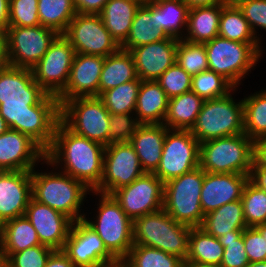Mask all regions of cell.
<instances>
[{"mask_svg": "<svg viewBox=\"0 0 266 267\" xmlns=\"http://www.w3.org/2000/svg\"><path fill=\"white\" fill-rule=\"evenodd\" d=\"M0 116L46 152L60 121V104L35 82L31 69L5 64L0 65Z\"/></svg>", "mask_w": 266, "mask_h": 267, "instance_id": "6da1fadb", "label": "cell"}, {"mask_svg": "<svg viewBox=\"0 0 266 267\" xmlns=\"http://www.w3.org/2000/svg\"><path fill=\"white\" fill-rule=\"evenodd\" d=\"M104 154V145L75 134L59 121L45 158L60 171L94 191L102 179Z\"/></svg>", "mask_w": 266, "mask_h": 267, "instance_id": "7a4b0ae2", "label": "cell"}, {"mask_svg": "<svg viewBox=\"0 0 266 267\" xmlns=\"http://www.w3.org/2000/svg\"><path fill=\"white\" fill-rule=\"evenodd\" d=\"M40 164L53 168L50 172L48 169L44 172L35 168L31 170L32 198L63 213L73 222L82 220L86 213L81 208L84 207L87 194L92 195V190L83 182L60 171L46 158Z\"/></svg>", "mask_w": 266, "mask_h": 267, "instance_id": "3957f363", "label": "cell"}, {"mask_svg": "<svg viewBox=\"0 0 266 267\" xmlns=\"http://www.w3.org/2000/svg\"><path fill=\"white\" fill-rule=\"evenodd\" d=\"M91 193L98 199V204L94 205L97 206L95 207L97 214L95 213L96 216L90 219L89 215L92 212L89 214L86 212L83 219L96 231L107 250L121 262L134 245L133 220L126 215L112 195L95 191Z\"/></svg>", "mask_w": 266, "mask_h": 267, "instance_id": "277c9868", "label": "cell"}, {"mask_svg": "<svg viewBox=\"0 0 266 267\" xmlns=\"http://www.w3.org/2000/svg\"><path fill=\"white\" fill-rule=\"evenodd\" d=\"M191 227L176 222L164 209L133 220V243L160 249L184 262Z\"/></svg>", "mask_w": 266, "mask_h": 267, "instance_id": "5b68a950", "label": "cell"}, {"mask_svg": "<svg viewBox=\"0 0 266 267\" xmlns=\"http://www.w3.org/2000/svg\"><path fill=\"white\" fill-rule=\"evenodd\" d=\"M262 44H249L216 36L204 43L209 70L222 75L235 88L263 58ZM249 72V73H248Z\"/></svg>", "mask_w": 266, "mask_h": 267, "instance_id": "8992f818", "label": "cell"}, {"mask_svg": "<svg viewBox=\"0 0 266 267\" xmlns=\"http://www.w3.org/2000/svg\"><path fill=\"white\" fill-rule=\"evenodd\" d=\"M237 89L234 88L224 97L204 101L190 130L200 143L244 133L243 100L232 96Z\"/></svg>", "mask_w": 266, "mask_h": 267, "instance_id": "52a82bcc", "label": "cell"}, {"mask_svg": "<svg viewBox=\"0 0 266 267\" xmlns=\"http://www.w3.org/2000/svg\"><path fill=\"white\" fill-rule=\"evenodd\" d=\"M253 140L245 133L200 143V167L210 173L250 175Z\"/></svg>", "mask_w": 266, "mask_h": 267, "instance_id": "ba28073f", "label": "cell"}, {"mask_svg": "<svg viewBox=\"0 0 266 267\" xmlns=\"http://www.w3.org/2000/svg\"><path fill=\"white\" fill-rule=\"evenodd\" d=\"M203 181L204 170L199 166L164 183L163 209L176 222L190 227L201 226L205 216L200 202Z\"/></svg>", "mask_w": 266, "mask_h": 267, "instance_id": "9c48e42d", "label": "cell"}, {"mask_svg": "<svg viewBox=\"0 0 266 267\" xmlns=\"http://www.w3.org/2000/svg\"><path fill=\"white\" fill-rule=\"evenodd\" d=\"M110 112L98 96L76 97L60 105V121L77 135L109 145Z\"/></svg>", "mask_w": 266, "mask_h": 267, "instance_id": "30bf717a", "label": "cell"}, {"mask_svg": "<svg viewBox=\"0 0 266 267\" xmlns=\"http://www.w3.org/2000/svg\"><path fill=\"white\" fill-rule=\"evenodd\" d=\"M200 166V142L190 130L168 129L160 163L154 174L163 182Z\"/></svg>", "mask_w": 266, "mask_h": 267, "instance_id": "8fae6325", "label": "cell"}, {"mask_svg": "<svg viewBox=\"0 0 266 267\" xmlns=\"http://www.w3.org/2000/svg\"><path fill=\"white\" fill-rule=\"evenodd\" d=\"M59 34L42 25L7 28L6 64L20 68H33Z\"/></svg>", "mask_w": 266, "mask_h": 267, "instance_id": "7c38bea8", "label": "cell"}, {"mask_svg": "<svg viewBox=\"0 0 266 267\" xmlns=\"http://www.w3.org/2000/svg\"><path fill=\"white\" fill-rule=\"evenodd\" d=\"M62 35L77 54L106 57L121 48L105 28L100 15L77 13Z\"/></svg>", "mask_w": 266, "mask_h": 267, "instance_id": "4fadbf2b", "label": "cell"}, {"mask_svg": "<svg viewBox=\"0 0 266 267\" xmlns=\"http://www.w3.org/2000/svg\"><path fill=\"white\" fill-rule=\"evenodd\" d=\"M74 56L72 45L59 34L41 60L31 68L35 82L47 94L57 97L66 87Z\"/></svg>", "mask_w": 266, "mask_h": 267, "instance_id": "5bb4252c", "label": "cell"}, {"mask_svg": "<svg viewBox=\"0 0 266 267\" xmlns=\"http://www.w3.org/2000/svg\"><path fill=\"white\" fill-rule=\"evenodd\" d=\"M62 251L76 267H116L120 262L84 219L73 222Z\"/></svg>", "mask_w": 266, "mask_h": 267, "instance_id": "9a60e30c", "label": "cell"}, {"mask_svg": "<svg viewBox=\"0 0 266 267\" xmlns=\"http://www.w3.org/2000/svg\"><path fill=\"white\" fill-rule=\"evenodd\" d=\"M126 215L134 220L163 209L164 183L154 174L145 172L131 184L111 194Z\"/></svg>", "mask_w": 266, "mask_h": 267, "instance_id": "2e32d148", "label": "cell"}, {"mask_svg": "<svg viewBox=\"0 0 266 267\" xmlns=\"http://www.w3.org/2000/svg\"><path fill=\"white\" fill-rule=\"evenodd\" d=\"M139 158L130 142L105 146L103 175L95 192L111 195L143 175Z\"/></svg>", "mask_w": 266, "mask_h": 267, "instance_id": "e0dca14e", "label": "cell"}, {"mask_svg": "<svg viewBox=\"0 0 266 267\" xmlns=\"http://www.w3.org/2000/svg\"><path fill=\"white\" fill-rule=\"evenodd\" d=\"M44 159L45 151L28 135L12 129L0 135V171H31Z\"/></svg>", "mask_w": 266, "mask_h": 267, "instance_id": "ac0fdd59", "label": "cell"}, {"mask_svg": "<svg viewBox=\"0 0 266 267\" xmlns=\"http://www.w3.org/2000/svg\"><path fill=\"white\" fill-rule=\"evenodd\" d=\"M35 228L40 243L62 250L73 221L63 213L31 198L25 214Z\"/></svg>", "mask_w": 266, "mask_h": 267, "instance_id": "d6986e66", "label": "cell"}, {"mask_svg": "<svg viewBox=\"0 0 266 267\" xmlns=\"http://www.w3.org/2000/svg\"><path fill=\"white\" fill-rule=\"evenodd\" d=\"M105 57L75 53L65 89L57 96L59 104L76 97L99 96V80Z\"/></svg>", "mask_w": 266, "mask_h": 267, "instance_id": "ffe728a7", "label": "cell"}, {"mask_svg": "<svg viewBox=\"0 0 266 267\" xmlns=\"http://www.w3.org/2000/svg\"><path fill=\"white\" fill-rule=\"evenodd\" d=\"M178 39H166L131 49L136 73L141 81H156L176 63Z\"/></svg>", "mask_w": 266, "mask_h": 267, "instance_id": "44dd1931", "label": "cell"}, {"mask_svg": "<svg viewBox=\"0 0 266 267\" xmlns=\"http://www.w3.org/2000/svg\"><path fill=\"white\" fill-rule=\"evenodd\" d=\"M31 198V171H0V226L23 216Z\"/></svg>", "mask_w": 266, "mask_h": 267, "instance_id": "7402d4cb", "label": "cell"}, {"mask_svg": "<svg viewBox=\"0 0 266 267\" xmlns=\"http://www.w3.org/2000/svg\"><path fill=\"white\" fill-rule=\"evenodd\" d=\"M248 180V175L204 171V181L200 197L203 214L206 215L226 203L241 200Z\"/></svg>", "mask_w": 266, "mask_h": 267, "instance_id": "603a6c76", "label": "cell"}, {"mask_svg": "<svg viewBox=\"0 0 266 267\" xmlns=\"http://www.w3.org/2000/svg\"><path fill=\"white\" fill-rule=\"evenodd\" d=\"M167 130L164 124H140L129 141L147 173L159 166Z\"/></svg>", "mask_w": 266, "mask_h": 267, "instance_id": "cb8c5ba5", "label": "cell"}, {"mask_svg": "<svg viewBox=\"0 0 266 267\" xmlns=\"http://www.w3.org/2000/svg\"><path fill=\"white\" fill-rule=\"evenodd\" d=\"M169 98L156 81H141L135 116L139 124H163Z\"/></svg>", "mask_w": 266, "mask_h": 267, "instance_id": "d4e9b609", "label": "cell"}, {"mask_svg": "<svg viewBox=\"0 0 266 267\" xmlns=\"http://www.w3.org/2000/svg\"><path fill=\"white\" fill-rule=\"evenodd\" d=\"M188 6L183 0H158L152 2L155 27L162 29L167 37L183 39L188 20Z\"/></svg>", "mask_w": 266, "mask_h": 267, "instance_id": "484cf974", "label": "cell"}, {"mask_svg": "<svg viewBox=\"0 0 266 267\" xmlns=\"http://www.w3.org/2000/svg\"><path fill=\"white\" fill-rule=\"evenodd\" d=\"M141 4L136 0H108L99 14L105 28L119 45L127 39L135 13Z\"/></svg>", "mask_w": 266, "mask_h": 267, "instance_id": "4316f807", "label": "cell"}, {"mask_svg": "<svg viewBox=\"0 0 266 267\" xmlns=\"http://www.w3.org/2000/svg\"><path fill=\"white\" fill-rule=\"evenodd\" d=\"M223 7V5L217 4L190 9L183 39L191 43L204 44L218 36Z\"/></svg>", "mask_w": 266, "mask_h": 267, "instance_id": "83f0119b", "label": "cell"}, {"mask_svg": "<svg viewBox=\"0 0 266 267\" xmlns=\"http://www.w3.org/2000/svg\"><path fill=\"white\" fill-rule=\"evenodd\" d=\"M224 247L213 235L201 227H191L188 254L184 264L220 267Z\"/></svg>", "mask_w": 266, "mask_h": 267, "instance_id": "f1b7e54d", "label": "cell"}, {"mask_svg": "<svg viewBox=\"0 0 266 267\" xmlns=\"http://www.w3.org/2000/svg\"><path fill=\"white\" fill-rule=\"evenodd\" d=\"M214 237L230 234V231H244L247 227L241 200L226 203L207 213L200 226Z\"/></svg>", "mask_w": 266, "mask_h": 267, "instance_id": "f546056e", "label": "cell"}, {"mask_svg": "<svg viewBox=\"0 0 266 267\" xmlns=\"http://www.w3.org/2000/svg\"><path fill=\"white\" fill-rule=\"evenodd\" d=\"M167 35L155 27L152 15V2L146 1L137 9L127 39L120 45L121 49L130 51L133 48L162 41Z\"/></svg>", "mask_w": 266, "mask_h": 267, "instance_id": "4dcf8cb0", "label": "cell"}, {"mask_svg": "<svg viewBox=\"0 0 266 267\" xmlns=\"http://www.w3.org/2000/svg\"><path fill=\"white\" fill-rule=\"evenodd\" d=\"M42 245L35 228L25 215L8 220L0 226L2 253H18Z\"/></svg>", "mask_w": 266, "mask_h": 267, "instance_id": "1f68e13d", "label": "cell"}, {"mask_svg": "<svg viewBox=\"0 0 266 267\" xmlns=\"http://www.w3.org/2000/svg\"><path fill=\"white\" fill-rule=\"evenodd\" d=\"M203 103L204 100L192 91L169 99L163 124L168 129L191 130Z\"/></svg>", "mask_w": 266, "mask_h": 267, "instance_id": "d6a6232c", "label": "cell"}, {"mask_svg": "<svg viewBox=\"0 0 266 267\" xmlns=\"http://www.w3.org/2000/svg\"><path fill=\"white\" fill-rule=\"evenodd\" d=\"M137 78L132 54L120 48L116 53L105 57L99 80V95Z\"/></svg>", "mask_w": 266, "mask_h": 267, "instance_id": "836d02e7", "label": "cell"}, {"mask_svg": "<svg viewBox=\"0 0 266 267\" xmlns=\"http://www.w3.org/2000/svg\"><path fill=\"white\" fill-rule=\"evenodd\" d=\"M40 24L63 34L77 14L73 0H38Z\"/></svg>", "mask_w": 266, "mask_h": 267, "instance_id": "e575fe53", "label": "cell"}, {"mask_svg": "<svg viewBox=\"0 0 266 267\" xmlns=\"http://www.w3.org/2000/svg\"><path fill=\"white\" fill-rule=\"evenodd\" d=\"M218 35L232 41L261 44L238 7L224 6L221 11Z\"/></svg>", "mask_w": 266, "mask_h": 267, "instance_id": "d590c367", "label": "cell"}, {"mask_svg": "<svg viewBox=\"0 0 266 267\" xmlns=\"http://www.w3.org/2000/svg\"><path fill=\"white\" fill-rule=\"evenodd\" d=\"M244 133L252 140L266 137V88L242 98Z\"/></svg>", "mask_w": 266, "mask_h": 267, "instance_id": "8d00e7d4", "label": "cell"}, {"mask_svg": "<svg viewBox=\"0 0 266 267\" xmlns=\"http://www.w3.org/2000/svg\"><path fill=\"white\" fill-rule=\"evenodd\" d=\"M123 267H184V261L160 249L134 244L120 262Z\"/></svg>", "mask_w": 266, "mask_h": 267, "instance_id": "74e56055", "label": "cell"}, {"mask_svg": "<svg viewBox=\"0 0 266 267\" xmlns=\"http://www.w3.org/2000/svg\"><path fill=\"white\" fill-rule=\"evenodd\" d=\"M141 80L123 83L117 87L108 89L98 97L102 100L105 108L113 114L135 113L139 86Z\"/></svg>", "mask_w": 266, "mask_h": 267, "instance_id": "f35d334b", "label": "cell"}, {"mask_svg": "<svg viewBox=\"0 0 266 267\" xmlns=\"http://www.w3.org/2000/svg\"><path fill=\"white\" fill-rule=\"evenodd\" d=\"M234 88L222 75L212 70L192 76L191 91L204 101L224 97Z\"/></svg>", "mask_w": 266, "mask_h": 267, "instance_id": "ab89813d", "label": "cell"}, {"mask_svg": "<svg viewBox=\"0 0 266 267\" xmlns=\"http://www.w3.org/2000/svg\"><path fill=\"white\" fill-rule=\"evenodd\" d=\"M247 227L266 223V192L250 180L246 183L241 197Z\"/></svg>", "mask_w": 266, "mask_h": 267, "instance_id": "60d3db41", "label": "cell"}, {"mask_svg": "<svg viewBox=\"0 0 266 267\" xmlns=\"http://www.w3.org/2000/svg\"><path fill=\"white\" fill-rule=\"evenodd\" d=\"M176 63L191 77L202 71L209 70L207 53L204 44L179 40Z\"/></svg>", "mask_w": 266, "mask_h": 267, "instance_id": "b9f144b4", "label": "cell"}, {"mask_svg": "<svg viewBox=\"0 0 266 267\" xmlns=\"http://www.w3.org/2000/svg\"><path fill=\"white\" fill-rule=\"evenodd\" d=\"M244 231H230V234L217 237L224 247L223 259L220 267H247L248 256L244 249Z\"/></svg>", "mask_w": 266, "mask_h": 267, "instance_id": "7bdbcfd3", "label": "cell"}, {"mask_svg": "<svg viewBox=\"0 0 266 267\" xmlns=\"http://www.w3.org/2000/svg\"><path fill=\"white\" fill-rule=\"evenodd\" d=\"M54 251L51 247L37 245L18 253H2L7 267H45Z\"/></svg>", "mask_w": 266, "mask_h": 267, "instance_id": "ee69618b", "label": "cell"}, {"mask_svg": "<svg viewBox=\"0 0 266 267\" xmlns=\"http://www.w3.org/2000/svg\"><path fill=\"white\" fill-rule=\"evenodd\" d=\"M156 82L165 91L168 98L191 91L192 77L177 63L169 67Z\"/></svg>", "mask_w": 266, "mask_h": 267, "instance_id": "f6af8a7d", "label": "cell"}, {"mask_svg": "<svg viewBox=\"0 0 266 267\" xmlns=\"http://www.w3.org/2000/svg\"><path fill=\"white\" fill-rule=\"evenodd\" d=\"M38 0H10L9 26H39Z\"/></svg>", "mask_w": 266, "mask_h": 267, "instance_id": "bcb514c9", "label": "cell"}, {"mask_svg": "<svg viewBox=\"0 0 266 267\" xmlns=\"http://www.w3.org/2000/svg\"><path fill=\"white\" fill-rule=\"evenodd\" d=\"M139 125L135 114L110 113L109 145L112 143L129 142Z\"/></svg>", "mask_w": 266, "mask_h": 267, "instance_id": "7dc6e473", "label": "cell"}, {"mask_svg": "<svg viewBox=\"0 0 266 267\" xmlns=\"http://www.w3.org/2000/svg\"><path fill=\"white\" fill-rule=\"evenodd\" d=\"M238 8L248 21L255 36L261 41L262 36L259 37V29H265L264 31H266V0H246L241 3Z\"/></svg>", "mask_w": 266, "mask_h": 267, "instance_id": "c3c4849f", "label": "cell"}, {"mask_svg": "<svg viewBox=\"0 0 266 267\" xmlns=\"http://www.w3.org/2000/svg\"><path fill=\"white\" fill-rule=\"evenodd\" d=\"M243 241L249 263L266 261V239L255 227L244 229Z\"/></svg>", "mask_w": 266, "mask_h": 267, "instance_id": "681fc988", "label": "cell"}, {"mask_svg": "<svg viewBox=\"0 0 266 267\" xmlns=\"http://www.w3.org/2000/svg\"><path fill=\"white\" fill-rule=\"evenodd\" d=\"M108 0H73L75 10L78 14L99 15Z\"/></svg>", "mask_w": 266, "mask_h": 267, "instance_id": "f907efd6", "label": "cell"}, {"mask_svg": "<svg viewBox=\"0 0 266 267\" xmlns=\"http://www.w3.org/2000/svg\"><path fill=\"white\" fill-rule=\"evenodd\" d=\"M253 162L259 167H266V137L253 140Z\"/></svg>", "mask_w": 266, "mask_h": 267, "instance_id": "816d5d0a", "label": "cell"}, {"mask_svg": "<svg viewBox=\"0 0 266 267\" xmlns=\"http://www.w3.org/2000/svg\"><path fill=\"white\" fill-rule=\"evenodd\" d=\"M45 267H76L62 250H54Z\"/></svg>", "mask_w": 266, "mask_h": 267, "instance_id": "f5cc1de1", "label": "cell"}, {"mask_svg": "<svg viewBox=\"0 0 266 267\" xmlns=\"http://www.w3.org/2000/svg\"><path fill=\"white\" fill-rule=\"evenodd\" d=\"M249 180L258 188L266 192V167H259L253 162Z\"/></svg>", "mask_w": 266, "mask_h": 267, "instance_id": "db71d44e", "label": "cell"}, {"mask_svg": "<svg viewBox=\"0 0 266 267\" xmlns=\"http://www.w3.org/2000/svg\"><path fill=\"white\" fill-rule=\"evenodd\" d=\"M7 61V28L0 25V65Z\"/></svg>", "mask_w": 266, "mask_h": 267, "instance_id": "11a10c76", "label": "cell"}, {"mask_svg": "<svg viewBox=\"0 0 266 267\" xmlns=\"http://www.w3.org/2000/svg\"><path fill=\"white\" fill-rule=\"evenodd\" d=\"M10 0H0V25L9 27Z\"/></svg>", "mask_w": 266, "mask_h": 267, "instance_id": "9f6ffc18", "label": "cell"}, {"mask_svg": "<svg viewBox=\"0 0 266 267\" xmlns=\"http://www.w3.org/2000/svg\"><path fill=\"white\" fill-rule=\"evenodd\" d=\"M183 2L188 6L189 10L198 7L221 4V0H183Z\"/></svg>", "mask_w": 266, "mask_h": 267, "instance_id": "6f0895ef", "label": "cell"}, {"mask_svg": "<svg viewBox=\"0 0 266 267\" xmlns=\"http://www.w3.org/2000/svg\"><path fill=\"white\" fill-rule=\"evenodd\" d=\"M245 1L246 0H221V5L238 7L241 3Z\"/></svg>", "mask_w": 266, "mask_h": 267, "instance_id": "680465c9", "label": "cell"}, {"mask_svg": "<svg viewBox=\"0 0 266 267\" xmlns=\"http://www.w3.org/2000/svg\"><path fill=\"white\" fill-rule=\"evenodd\" d=\"M8 129L6 121L0 116V135L4 134Z\"/></svg>", "mask_w": 266, "mask_h": 267, "instance_id": "91938a15", "label": "cell"}, {"mask_svg": "<svg viewBox=\"0 0 266 267\" xmlns=\"http://www.w3.org/2000/svg\"><path fill=\"white\" fill-rule=\"evenodd\" d=\"M255 228L262 234L266 239V223L258 224Z\"/></svg>", "mask_w": 266, "mask_h": 267, "instance_id": "94428289", "label": "cell"}, {"mask_svg": "<svg viewBox=\"0 0 266 267\" xmlns=\"http://www.w3.org/2000/svg\"><path fill=\"white\" fill-rule=\"evenodd\" d=\"M247 267H266V261L252 262Z\"/></svg>", "mask_w": 266, "mask_h": 267, "instance_id": "6125c7cd", "label": "cell"}, {"mask_svg": "<svg viewBox=\"0 0 266 267\" xmlns=\"http://www.w3.org/2000/svg\"><path fill=\"white\" fill-rule=\"evenodd\" d=\"M184 267H211V266H199L195 264H185Z\"/></svg>", "mask_w": 266, "mask_h": 267, "instance_id": "be15d7a7", "label": "cell"}, {"mask_svg": "<svg viewBox=\"0 0 266 267\" xmlns=\"http://www.w3.org/2000/svg\"><path fill=\"white\" fill-rule=\"evenodd\" d=\"M4 262L3 256H2V251L0 247V265Z\"/></svg>", "mask_w": 266, "mask_h": 267, "instance_id": "e7e4bbea", "label": "cell"}, {"mask_svg": "<svg viewBox=\"0 0 266 267\" xmlns=\"http://www.w3.org/2000/svg\"><path fill=\"white\" fill-rule=\"evenodd\" d=\"M0 267H7V266H6L5 262H3V263L0 265Z\"/></svg>", "mask_w": 266, "mask_h": 267, "instance_id": "03108f58", "label": "cell"}, {"mask_svg": "<svg viewBox=\"0 0 266 267\" xmlns=\"http://www.w3.org/2000/svg\"><path fill=\"white\" fill-rule=\"evenodd\" d=\"M136 1H140L142 4L145 3L147 0H136Z\"/></svg>", "mask_w": 266, "mask_h": 267, "instance_id": "003e7915", "label": "cell"}]
</instances>
